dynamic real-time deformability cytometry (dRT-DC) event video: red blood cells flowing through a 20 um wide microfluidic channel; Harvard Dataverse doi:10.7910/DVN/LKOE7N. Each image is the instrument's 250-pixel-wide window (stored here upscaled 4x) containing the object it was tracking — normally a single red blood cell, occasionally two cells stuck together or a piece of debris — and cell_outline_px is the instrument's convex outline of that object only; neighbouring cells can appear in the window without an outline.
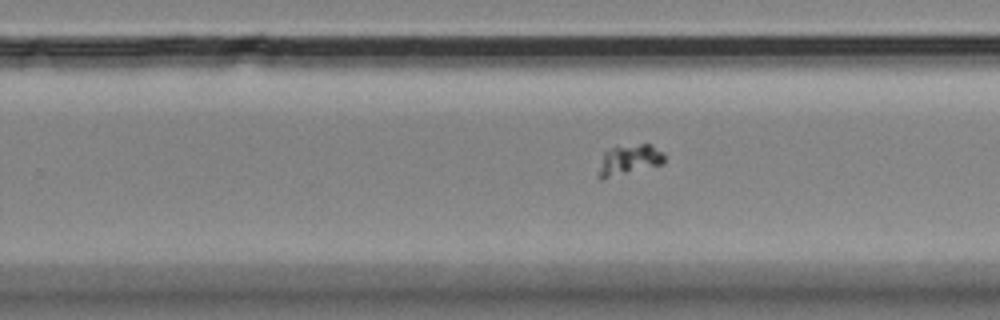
{"species": "Egyptian fruit bat (a non-hibernating species)", "species_latin": "Rousettus aegyptiacus", "temperature_condition": "room temperature", "stored_images_in_passage": 9, "segment_of_instrument_passage": [2, 2], "camera_frame_rate_fps": 3000, "um_per_image_px": 0.085, "animal": {"sex": "female"}, "frame": {"image": 1, "passage_image": 9, "time_ms": 10.667, "image_size_px": [1000, 320], "cell_outline_px": [[664, 164], [600, 180], [596, 176], [596, 172], [604, 152], [612, 148], [640, 144], [652, 144], [664, 152]], "centroid_in_image_um": [53.46, 13.61], "position_along_channel_um": 276.3, "area_um2": 11.79}}